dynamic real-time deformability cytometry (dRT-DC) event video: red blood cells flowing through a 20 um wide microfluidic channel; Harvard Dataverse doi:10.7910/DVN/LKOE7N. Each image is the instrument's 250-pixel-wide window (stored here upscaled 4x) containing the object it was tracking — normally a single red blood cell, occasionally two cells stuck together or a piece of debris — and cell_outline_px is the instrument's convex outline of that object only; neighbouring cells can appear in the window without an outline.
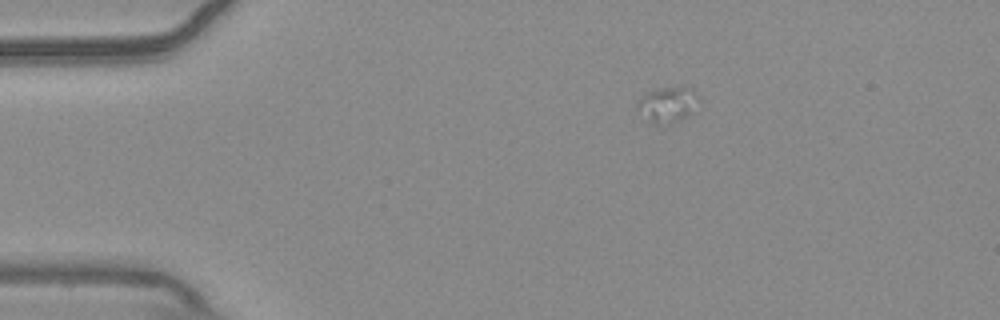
{"species": "common noctule bat (a hibernating species)", "species_latin": "Nyctalus noctula", "temperature_condition": "warm", "stored_images_in_passage": 8, "camera_frame_rate_fps": 3000, "um_per_image_px": 0.085, "animal": {"sex": "male", "body_mass_g": 20.4}, "frame": {"image": 1, "passage_image": 1, "time_ms": 0.0, "image_size_px": [1000, 320], "cell_outline_px": [[700, 100], [692, 112], [668, 124], [656, 124], [636, 108], [636, 104], [648, 92], [656, 88], [680, 84], [692, 88], [700, 96]], "centroid_in_image_um": [56.82, 8.8], "position_along_channel_um": 28.2, "area_um2": 12.72}}